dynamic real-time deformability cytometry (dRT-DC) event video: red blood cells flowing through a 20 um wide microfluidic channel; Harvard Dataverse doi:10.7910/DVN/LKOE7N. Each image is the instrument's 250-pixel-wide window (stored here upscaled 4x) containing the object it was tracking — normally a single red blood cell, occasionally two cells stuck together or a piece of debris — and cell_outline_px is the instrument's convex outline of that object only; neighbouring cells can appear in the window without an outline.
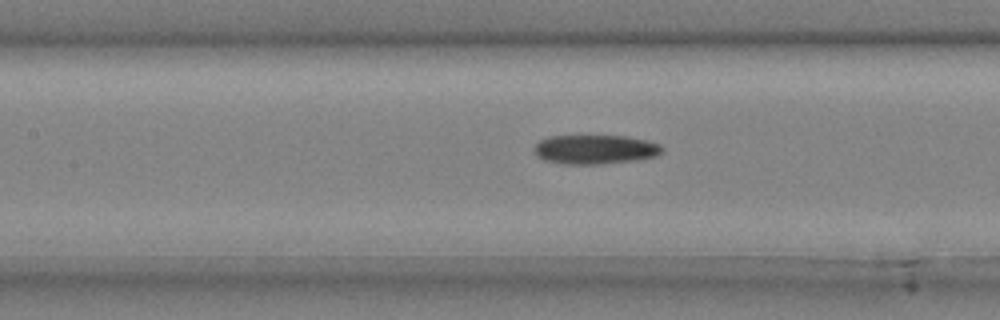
{"species": "common noctule bat (a hibernating species)", "species_latin": "Nyctalus noctula", "temperature_condition": "cold", "stored_images_in_passage": 36, "camera_frame_rate_fps": 3000, "um_per_image_px": 0.085, "animal": {"sex": "male", "body_mass_g": 20.4}, "frame": {"image": 1, "passage_image": 13, "time_ms": 4.0, "image_size_px": [1000, 320], "cell_outline_px": [[664, 152], [656, 156], [640, 160], [600, 164], [564, 164], [544, 160], [536, 156], [536, 144], [540, 140], [552, 136], [628, 136], [648, 140], [660, 144], [664, 148]], "centroid_in_image_um": [50.66, 12.71], "position_along_channel_um": 156.7, "area_um2": 21.96}}
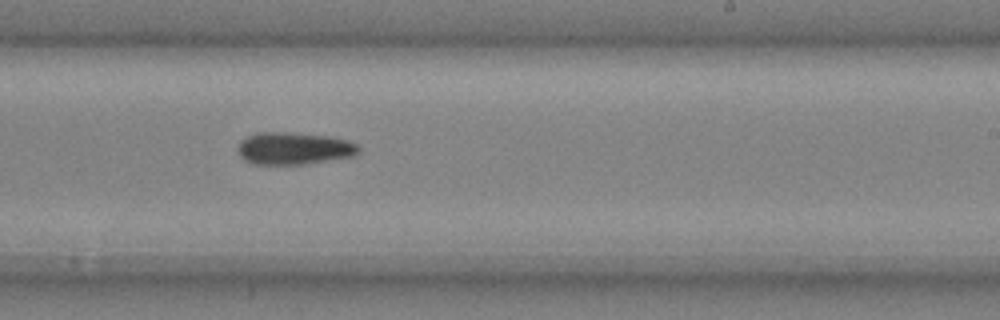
{"frame": {"image": 2, "passage_image": 21, "time_ms": 6.667, "image_size_px": [1000, 320], "cell_outline_px": [[360, 152], [352, 156], [304, 164], [252, 164], [244, 160], [240, 156], [236, 148], [240, 140], [256, 132], [284, 132], [328, 136], [348, 140], [356, 144], [360, 148]], "centroid_in_image_um": [24.94, 12.61], "position_along_channel_um": 264.1, "area_um2": 22.77}}
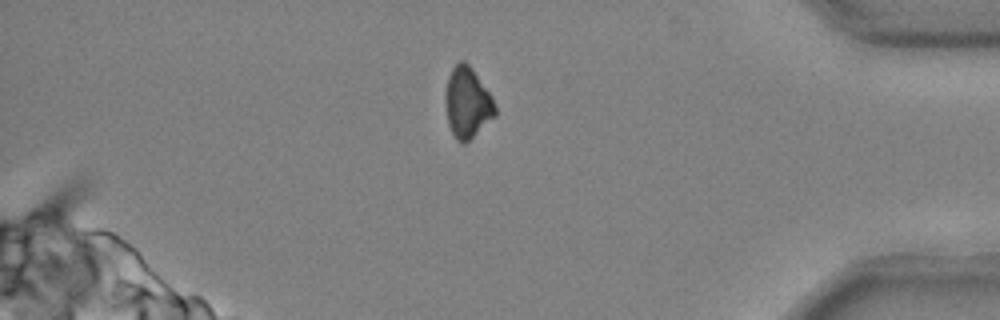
{"frame": {"image": 3, "passage_image": 33, "time_ms": 10.667, "image_size_px": [1000, 320], "cell_outline_px": [[496, 116], [464, 144], [460, 144], [456, 140], [448, 124], [444, 100], [444, 96], [448, 76], [452, 68], [460, 60], [464, 60], [472, 68], [492, 96], [496, 108]], "centroid_in_image_um": [39.71, 8.73], "position_along_channel_um": 395.5, "area_um2": 20.69}, "authors_computed_cell_mechanics": {"area_um2": 22.1085, "velocity_mm_per_s": 4.0347, "shape_relaxation_time_tau1_ms": 9.3503, "shape_relaxation_time_tau2_ms": null, "deformation_change_tau1": 0.1588, "deformation_change_tau2": null}}